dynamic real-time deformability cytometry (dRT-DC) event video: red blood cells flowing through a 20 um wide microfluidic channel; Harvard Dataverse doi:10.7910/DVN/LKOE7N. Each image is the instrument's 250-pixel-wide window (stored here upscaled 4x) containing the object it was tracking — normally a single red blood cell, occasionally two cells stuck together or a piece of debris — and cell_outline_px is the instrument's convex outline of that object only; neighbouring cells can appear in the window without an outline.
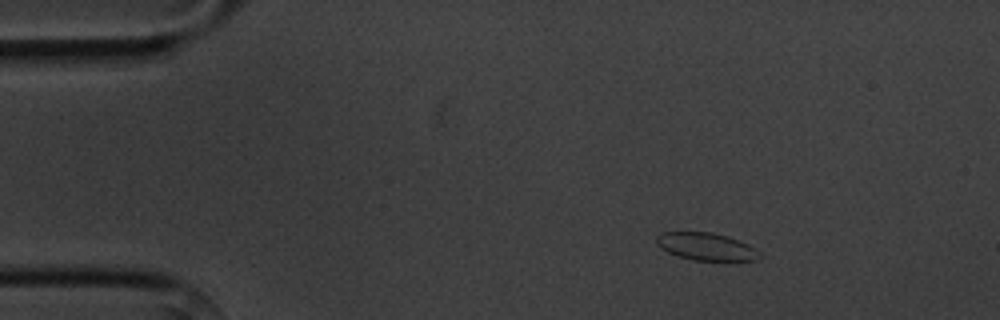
{"species": "common noctule bat (a hibernating species)", "species_latin": "Nyctalus noctula", "temperature_condition": "cold", "stored_images_in_passage": 3, "camera_frame_rate_fps": 3000, "um_per_image_px": 0.085, "animal": {"sex": "male", "body_mass_g": 20.1, "forearm_length_mm": 53.5}, "frame": {"image": 1, "passage_image": 1, "time_ms": 0.0, "image_size_px": [1000, 320], "cell_outline_px": [[760, 256], [756, 260], [692, 260], [676, 256], [668, 252], [656, 244], [656, 236], [660, 232], [712, 232], [728, 236], [740, 240], [756, 248], [760, 252]], "centroid_in_image_um": [60.01, 20.95], "position_along_channel_um": 25.0, "area_um2": 16.65}}